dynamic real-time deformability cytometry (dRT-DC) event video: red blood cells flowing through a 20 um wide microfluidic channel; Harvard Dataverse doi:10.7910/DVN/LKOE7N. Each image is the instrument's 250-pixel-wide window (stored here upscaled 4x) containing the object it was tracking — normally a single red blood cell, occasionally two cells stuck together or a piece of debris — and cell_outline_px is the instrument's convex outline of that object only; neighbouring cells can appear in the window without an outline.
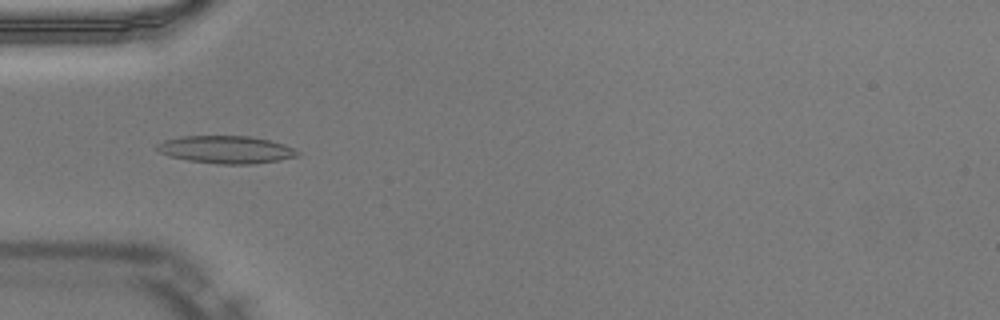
{"species": "Egyptian fruit bat (a non-hibernating species)", "species_latin": "Rousettus aegyptiacus", "temperature_condition": "warm", "stored_images_in_passage": 50, "camera_frame_rate_fps": 3000, "um_per_image_px": 0.085, "animal": {"sex": "male"}, "frame": {"image": 1, "passage_image": 16, "time_ms": 5.0, "image_size_px": [1000, 320], "cell_outline_px": [[300, 152], [296, 156], [280, 160], [252, 164], [216, 164], [188, 160], [168, 156], [160, 152], [156, 148], [156, 144], [164, 140], [180, 136], [248, 136], [268, 140], [284, 144]], "centroid_in_image_um": [19.18, 12.72], "position_along_channel_um": 65.8, "area_um2": 22.54}}
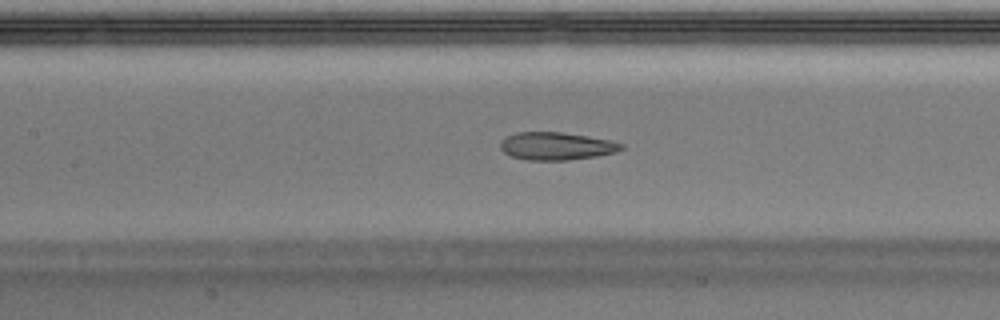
{"frame": {"image": 2, "passage_image": 23, "time_ms": 7.333, "image_size_px": [1000, 320], "cell_outline_px": [[624, 148], [616, 152], [596, 156], [568, 160], [524, 160], [512, 156], [504, 152], [500, 148], [500, 140], [516, 132], [560, 132], [608, 140], [624, 144]], "centroid_in_image_um": [47.26, 12.42], "position_along_channel_um": 160.1, "area_um2": 19.42}}
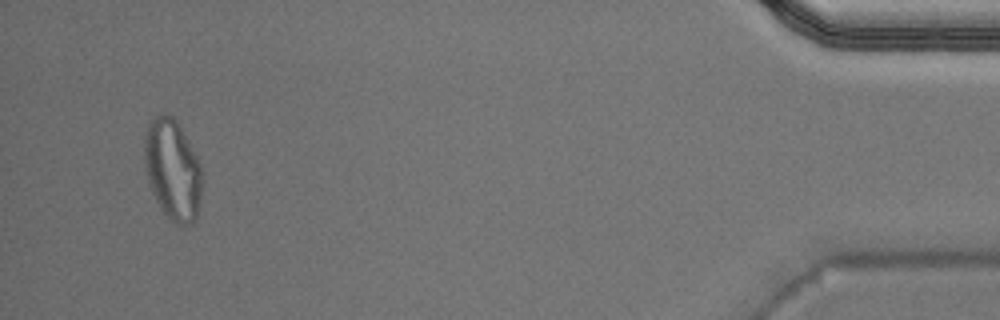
{"frame": {"image": 3, "passage_image": 48, "time_ms": 15.667, "image_size_px": [1000, 320], "cell_outline_px": [[200, 196], [196, 220], [192, 224], [176, 224], [164, 212], [156, 200], [152, 192], [148, 180], [144, 160], [144, 136], [148, 120], [152, 116], [160, 112], [172, 116], [180, 124], [200, 164]], "centroid_in_image_um": [14.63, 14.35], "position_along_channel_um": 420.6, "area_um2": 33.76}, "authors_computed_cell_mechanics": {"area_um2": 21.0681, "velocity_mm_per_s": 4.0243, "shape_relaxation_time_tau1_ms": null, "shape_relaxation_time_tau2_ms": 1.5885, "deformation_change_tau1": null, "deformation_change_tau2": 0.0964}}